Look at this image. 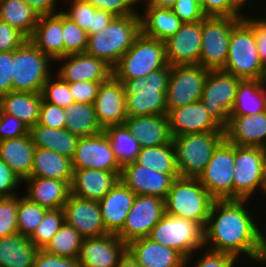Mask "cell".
Segmentation results:
<instances>
[{
	"label": "cell",
	"mask_w": 266,
	"mask_h": 267,
	"mask_svg": "<svg viewBox=\"0 0 266 267\" xmlns=\"http://www.w3.org/2000/svg\"><path fill=\"white\" fill-rule=\"evenodd\" d=\"M242 79L223 70H209L201 101L213 119L224 129L234 107L238 85Z\"/></svg>",
	"instance_id": "8fae6325"
},
{
	"label": "cell",
	"mask_w": 266,
	"mask_h": 267,
	"mask_svg": "<svg viewBox=\"0 0 266 267\" xmlns=\"http://www.w3.org/2000/svg\"><path fill=\"white\" fill-rule=\"evenodd\" d=\"M168 65L164 42L141 33L112 71L117 80H131L146 78Z\"/></svg>",
	"instance_id": "8992f818"
},
{
	"label": "cell",
	"mask_w": 266,
	"mask_h": 267,
	"mask_svg": "<svg viewBox=\"0 0 266 267\" xmlns=\"http://www.w3.org/2000/svg\"><path fill=\"white\" fill-rule=\"evenodd\" d=\"M235 145L224 139L214 150L211 160L198 177L215 200L233 199Z\"/></svg>",
	"instance_id": "7c38bea8"
},
{
	"label": "cell",
	"mask_w": 266,
	"mask_h": 267,
	"mask_svg": "<svg viewBox=\"0 0 266 267\" xmlns=\"http://www.w3.org/2000/svg\"><path fill=\"white\" fill-rule=\"evenodd\" d=\"M222 70L242 80H266V67L260 61L253 29L243 19L232 29Z\"/></svg>",
	"instance_id": "52a82bcc"
},
{
	"label": "cell",
	"mask_w": 266,
	"mask_h": 267,
	"mask_svg": "<svg viewBox=\"0 0 266 267\" xmlns=\"http://www.w3.org/2000/svg\"><path fill=\"white\" fill-rule=\"evenodd\" d=\"M209 69L199 64L171 66L166 93L167 111L201 100Z\"/></svg>",
	"instance_id": "4fadbf2b"
},
{
	"label": "cell",
	"mask_w": 266,
	"mask_h": 267,
	"mask_svg": "<svg viewBox=\"0 0 266 267\" xmlns=\"http://www.w3.org/2000/svg\"><path fill=\"white\" fill-rule=\"evenodd\" d=\"M18 195L0 198V238L18 233Z\"/></svg>",
	"instance_id": "7dc6e473"
},
{
	"label": "cell",
	"mask_w": 266,
	"mask_h": 267,
	"mask_svg": "<svg viewBox=\"0 0 266 267\" xmlns=\"http://www.w3.org/2000/svg\"><path fill=\"white\" fill-rule=\"evenodd\" d=\"M62 38L64 43V56L86 52L88 34L62 11Z\"/></svg>",
	"instance_id": "f6af8a7d"
},
{
	"label": "cell",
	"mask_w": 266,
	"mask_h": 267,
	"mask_svg": "<svg viewBox=\"0 0 266 267\" xmlns=\"http://www.w3.org/2000/svg\"><path fill=\"white\" fill-rule=\"evenodd\" d=\"M172 137L204 132H224L201 100L174 108L167 113Z\"/></svg>",
	"instance_id": "d6986e66"
},
{
	"label": "cell",
	"mask_w": 266,
	"mask_h": 267,
	"mask_svg": "<svg viewBox=\"0 0 266 267\" xmlns=\"http://www.w3.org/2000/svg\"><path fill=\"white\" fill-rule=\"evenodd\" d=\"M136 194L120 179L112 189L98 201L102 220L108 233L117 234L125 224Z\"/></svg>",
	"instance_id": "d4e9b609"
},
{
	"label": "cell",
	"mask_w": 266,
	"mask_h": 267,
	"mask_svg": "<svg viewBox=\"0 0 266 267\" xmlns=\"http://www.w3.org/2000/svg\"><path fill=\"white\" fill-rule=\"evenodd\" d=\"M165 214L164 200L155 196L136 195L122 229L116 234L126 244L148 237Z\"/></svg>",
	"instance_id": "9a60e30c"
},
{
	"label": "cell",
	"mask_w": 266,
	"mask_h": 267,
	"mask_svg": "<svg viewBox=\"0 0 266 267\" xmlns=\"http://www.w3.org/2000/svg\"><path fill=\"white\" fill-rule=\"evenodd\" d=\"M31 8H33L40 16L57 14V0H24Z\"/></svg>",
	"instance_id": "be15d7a7"
},
{
	"label": "cell",
	"mask_w": 266,
	"mask_h": 267,
	"mask_svg": "<svg viewBox=\"0 0 266 267\" xmlns=\"http://www.w3.org/2000/svg\"><path fill=\"white\" fill-rule=\"evenodd\" d=\"M215 199L198 178H176L164 200L165 213L198 222L205 228Z\"/></svg>",
	"instance_id": "277c9868"
},
{
	"label": "cell",
	"mask_w": 266,
	"mask_h": 267,
	"mask_svg": "<svg viewBox=\"0 0 266 267\" xmlns=\"http://www.w3.org/2000/svg\"><path fill=\"white\" fill-rule=\"evenodd\" d=\"M127 244L116 234L84 238L78 260L82 267H116Z\"/></svg>",
	"instance_id": "603a6c76"
},
{
	"label": "cell",
	"mask_w": 266,
	"mask_h": 267,
	"mask_svg": "<svg viewBox=\"0 0 266 267\" xmlns=\"http://www.w3.org/2000/svg\"><path fill=\"white\" fill-rule=\"evenodd\" d=\"M114 15L108 11L96 10L93 14L92 27H90V34L97 33L106 27L113 19Z\"/></svg>",
	"instance_id": "e7e4bbea"
},
{
	"label": "cell",
	"mask_w": 266,
	"mask_h": 267,
	"mask_svg": "<svg viewBox=\"0 0 266 267\" xmlns=\"http://www.w3.org/2000/svg\"><path fill=\"white\" fill-rule=\"evenodd\" d=\"M125 100L124 86L113 75L100 84L94 107L97 121L103 129L124 124L127 118Z\"/></svg>",
	"instance_id": "44dd1931"
},
{
	"label": "cell",
	"mask_w": 266,
	"mask_h": 267,
	"mask_svg": "<svg viewBox=\"0 0 266 267\" xmlns=\"http://www.w3.org/2000/svg\"><path fill=\"white\" fill-rule=\"evenodd\" d=\"M33 267H82L78 258H65L39 249Z\"/></svg>",
	"instance_id": "91938a15"
},
{
	"label": "cell",
	"mask_w": 266,
	"mask_h": 267,
	"mask_svg": "<svg viewBox=\"0 0 266 267\" xmlns=\"http://www.w3.org/2000/svg\"><path fill=\"white\" fill-rule=\"evenodd\" d=\"M39 16L24 0H0V20L19 30L28 39L34 33Z\"/></svg>",
	"instance_id": "f35d334b"
},
{
	"label": "cell",
	"mask_w": 266,
	"mask_h": 267,
	"mask_svg": "<svg viewBox=\"0 0 266 267\" xmlns=\"http://www.w3.org/2000/svg\"><path fill=\"white\" fill-rule=\"evenodd\" d=\"M116 267H140L132 255L126 250L120 257Z\"/></svg>",
	"instance_id": "03108f58"
},
{
	"label": "cell",
	"mask_w": 266,
	"mask_h": 267,
	"mask_svg": "<svg viewBox=\"0 0 266 267\" xmlns=\"http://www.w3.org/2000/svg\"><path fill=\"white\" fill-rule=\"evenodd\" d=\"M61 60V61H60ZM63 62L56 75L63 81L72 83L77 81L104 82L112 75V67L104 60L84 53L70 54L56 61Z\"/></svg>",
	"instance_id": "7402d4cb"
},
{
	"label": "cell",
	"mask_w": 266,
	"mask_h": 267,
	"mask_svg": "<svg viewBox=\"0 0 266 267\" xmlns=\"http://www.w3.org/2000/svg\"><path fill=\"white\" fill-rule=\"evenodd\" d=\"M144 1L146 2L145 7H166V8H171L176 2V0H144Z\"/></svg>",
	"instance_id": "003e7915"
},
{
	"label": "cell",
	"mask_w": 266,
	"mask_h": 267,
	"mask_svg": "<svg viewBox=\"0 0 266 267\" xmlns=\"http://www.w3.org/2000/svg\"><path fill=\"white\" fill-rule=\"evenodd\" d=\"M38 252L28 236L17 233L0 238L1 267H33Z\"/></svg>",
	"instance_id": "d590c367"
},
{
	"label": "cell",
	"mask_w": 266,
	"mask_h": 267,
	"mask_svg": "<svg viewBox=\"0 0 266 267\" xmlns=\"http://www.w3.org/2000/svg\"><path fill=\"white\" fill-rule=\"evenodd\" d=\"M164 44L169 65H200L202 21L183 23L173 36L164 41Z\"/></svg>",
	"instance_id": "ac0fdd59"
},
{
	"label": "cell",
	"mask_w": 266,
	"mask_h": 267,
	"mask_svg": "<svg viewBox=\"0 0 266 267\" xmlns=\"http://www.w3.org/2000/svg\"><path fill=\"white\" fill-rule=\"evenodd\" d=\"M63 210L65 222L74 227L83 238L108 234L98 201L70 195Z\"/></svg>",
	"instance_id": "ffe728a7"
},
{
	"label": "cell",
	"mask_w": 266,
	"mask_h": 267,
	"mask_svg": "<svg viewBox=\"0 0 266 267\" xmlns=\"http://www.w3.org/2000/svg\"><path fill=\"white\" fill-rule=\"evenodd\" d=\"M124 125L141 148L161 146L172 141L167 114L127 116Z\"/></svg>",
	"instance_id": "4316f807"
},
{
	"label": "cell",
	"mask_w": 266,
	"mask_h": 267,
	"mask_svg": "<svg viewBox=\"0 0 266 267\" xmlns=\"http://www.w3.org/2000/svg\"><path fill=\"white\" fill-rule=\"evenodd\" d=\"M35 146L30 134L0 141V158L23 182L31 175Z\"/></svg>",
	"instance_id": "4dcf8cb0"
},
{
	"label": "cell",
	"mask_w": 266,
	"mask_h": 267,
	"mask_svg": "<svg viewBox=\"0 0 266 267\" xmlns=\"http://www.w3.org/2000/svg\"><path fill=\"white\" fill-rule=\"evenodd\" d=\"M228 253L213 252L205 249L203 256L195 261L194 267H234L239 259Z\"/></svg>",
	"instance_id": "6f0895ef"
},
{
	"label": "cell",
	"mask_w": 266,
	"mask_h": 267,
	"mask_svg": "<svg viewBox=\"0 0 266 267\" xmlns=\"http://www.w3.org/2000/svg\"><path fill=\"white\" fill-rule=\"evenodd\" d=\"M248 199L215 200L204 228V247L213 252L228 253L248 260L259 257L265 232L245 207ZM257 222H256V221ZM211 245V246H210Z\"/></svg>",
	"instance_id": "6da1fadb"
},
{
	"label": "cell",
	"mask_w": 266,
	"mask_h": 267,
	"mask_svg": "<svg viewBox=\"0 0 266 267\" xmlns=\"http://www.w3.org/2000/svg\"><path fill=\"white\" fill-rule=\"evenodd\" d=\"M104 132L121 167L135 162L141 146L124 124L110 125Z\"/></svg>",
	"instance_id": "ab89813d"
},
{
	"label": "cell",
	"mask_w": 266,
	"mask_h": 267,
	"mask_svg": "<svg viewBox=\"0 0 266 267\" xmlns=\"http://www.w3.org/2000/svg\"><path fill=\"white\" fill-rule=\"evenodd\" d=\"M224 134L234 145L266 148V110L255 115H229Z\"/></svg>",
	"instance_id": "cb8c5ba5"
},
{
	"label": "cell",
	"mask_w": 266,
	"mask_h": 267,
	"mask_svg": "<svg viewBox=\"0 0 266 267\" xmlns=\"http://www.w3.org/2000/svg\"><path fill=\"white\" fill-rule=\"evenodd\" d=\"M30 176L67 181L71 185L72 160L45 148H35Z\"/></svg>",
	"instance_id": "836d02e7"
},
{
	"label": "cell",
	"mask_w": 266,
	"mask_h": 267,
	"mask_svg": "<svg viewBox=\"0 0 266 267\" xmlns=\"http://www.w3.org/2000/svg\"><path fill=\"white\" fill-rule=\"evenodd\" d=\"M83 239L74 227L64 222L43 250L52 255L77 259Z\"/></svg>",
	"instance_id": "b9f144b4"
},
{
	"label": "cell",
	"mask_w": 266,
	"mask_h": 267,
	"mask_svg": "<svg viewBox=\"0 0 266 267\" xmlns=\"http://www.w3.org/2000/svg\"><path fill=\"white\" fill-rule=\"evenodd\" d=\"M140 13L141 33L147 37L166 41L173 36L183 22L173 12L172 8L145 7Z\"/></svg>",
	"instance_id": "1f68e13d"
},
{
	"label": "cell",
	"mask_w": 266,
	"mask_h": 267,
	"mask_svg": "<svg viewBox=\"0 0 266 267\" xmlns=\"http://www.w3.org/2000/svg\"><path fill=\"white\" fill-rule=\"evenodd\" d=\"M27 134H29V128L24 122L0 109V141Z\"/></svg>",
	"instance_id": "f5cc1de1"
},
{
	"label": "cell",
	"mask_w": 266,
	"mask_h": 267,
	"mask_svg": "<svg viewBox=\"0 0 266 267\" xmlns=\"http://www.w3.org/2000/svg\"><path fill=\"white\" fill-rule=\"evenodd\" d=\"M101 83L77 81L68 84L75 103L94 104Z\"/></svg>",
	"instance_id": "11a10c76"
},
{
	"label": "cell",
	"mask_w": 266,
	"mask_h": 267,
	"mask_svg": "<svg viewBox=\"0 0 266 267\" xmlns=\"http://www.w3.org/2000/svg\"><path fill=\"white\" fill-rule=\"evenodd\" d=\"M23 183L28 186L24 196L46 209L63 208L71 195V187L67 181L30 176Z\"/></svg>",
	"instance_id": "f1b7e54d"
},
{
	"label": "cell",
	"mask_w": 266,
	"mask_h": 267,
	"mask_svg": "<svg viewBox=\"0 0 266 267\" xmlns=\"http://www.w3.org/2000/svg\"><path fill=\"white\" fill-rule=\"evenodd\" d=\"M135 163L161 173H179L172 141L161 146L141 148Z\"/></svg>",
	"instance_id": "60d3db41"
},
{
	"label": "cell",
	"mask_w": 266,
	"mask_h": 267,
	"mask_svg": "<svg viewBox=\"0 0 266 267\" xmlns=\"http://www.w3.org/2000/svg\"><path fill=\"white\" fill-rule=\"evenodd\" d=\"M47 210L48 209L31 202L25 196H18V233L29 237L38 227Z\"/></svg>",
	"instance_id": "ee69618b"
},
{
	"label": "cell",
	"mask_w": 266,
	"mask_h": 267,
	"mask_svg": "<svg viewBox=\"0 0 266 267\" xmlns=\"http://www.w3.org/2000/svg\"><path fill=\"white\" fill-rule=\"evenodd\" d=\"M29 40L52 61L64 57L62 10L57 14L39 16Z\"/></svg>",
	"instance_id": "f546056e"
},
{
	"label": "cell",
	"mask_w": 266,
	"mask_h": 267,
	"mask_svg": "<svg viewBox=\"0 0 266 267\" xmlns=\"http://www.w3.org/2000/svg\"><path fill=\"white\" fill-rule=\"evenodd\" d=\"M249 3V0H228L229 6L241 17H245L246 15L241 13L246 3Z\"/></svg>",
	"instance_id": "a7ac6f4b"
},
{
	"label": "cell",
	"mask_w": 266,
	"mask_h": 267,
	"mask_svg": "<svg viewBox=\"0 0 266 267\" xmlns=\"http://www.w3.org/2000/svg\"><path fill=\"white\" fill-rule=\"evenodd\" d=\"M127 251L140 267H184L185 258L178 251L148 237L130 241Z\"/></svg>",
	"instance_id": "484cf974"
},
{
	"label": "cell",
	"mask_w": 266,
	"mask_h": 267,
	"mask_svg": "<svg viewBox=\"0 0 266 267\" xmlns=\"http://www.w3.org/2000/svg\"><path fill=\"white\" fill-rule=\"evenodd\" d=\"M206 16L240 17L230 6L228 0H199Z\"/></svg>",
	"instance_id": "6125c7cd"
},
{
	"label": "cell",
	"mask_w": 266,
	"mask_h": 267,
	"mask_svg": "<svg viewBox=\"0 0 266 267\" xmlns=\"http://www.w3.org/2000/svg\"><path fill=\"white\" fill-rule=\"evenodd\" d=\"M65 117L64 108L42 100L38 124L52 129H65Z\"/></svg>",
	"instance_id": "681fc988"
},
{
	"label": "cell",
	"mask_w": 266,
	"mask_h": 267,
	"mask_svg": "<svg viewBox=\"0 0 266 267\" xmlns=\"http://www.w3.org/2000/svg\"><path fill=\"white\" fill-rule=\"evenodd\" d=\"M42 100L41 93L11 91L0 97V109L30 128L38 123Z\"/></svg>",
	"instance_id": "d6a6232c"
},
{
	"label": "cell",
	"mask_w": 266,
	"mask_h": 267,
	"mask_svg": "<svg viewBox=\"0 0 266 267\" xmlns=\"http://www.w3.org/2000/svg\"><path fill=\"white\" fill-rule=\"evenodd\" d=\"M171 8L183 23L202 21L206 17L199 0H176Z\"/></svg>",
	"instance_id": "816d5d0a"
},
{
	"label": "cell",
	"mask_w": 266,
	"mask_h": 267,
	"mask_svg": "<svg viewBox=\"0 0 266 267\" xmlns=\"http://www.w3.org/2000/svg\"><path fill=\"white\" fill-rule=\"evenodd\" d=\"M266 110V80H241L229 115H255Z\"/></svg>",
	"instance_id": "8d00e7d4"
},
{
	"label": "cell",
	"mask_w": 266,
	"mask_h": 267,
	"mask_svg": "<svg viewBox=\"0 0 266 267\" xmlns=\"http://www.w3.org/2000/svg\"><path fill=\"white\" fill-rule=\"evenodd\" d=\"M121 172H106L98 169L73 170L71 195L101 200L117 183Z\"/></svg>",
	"instance_id": "83f0119b"
},
{
	"label": "cell",
	"mask_w": 266,
	"mask_h": 267,
	"mask_svg": "<svg viewBox=\"0 0 266 267\" xmlns=\"http://www.w3.org/2000/svg\"><path fill=\"white\" fill-rule=\"evenodd\" d=\"M29 134L36 148H45L70 159L74 156L79 139L66 129H52L38 123L29 128Z\"/></svg>",
	"instance_id": "e575fe53"
},
{
	"label": "cell",
	"mask_w": 266,
	"mask_h": 267,
	"mask_svg": "<svg viewBox=\"0 0 266 267\" xmlns=\"http://www.w3.org/2000/svg\"><path fill=\"white\" fill-rule=\"evenodd\" d=\"M71 160L73 170L98 169L121 172L122 169L104 131L93 136L79 137Z\"/></svg>",
	"instance_id": "2e32d148"
},
{
	"label": "cell",
	"mask_w": 266,
	"mask_h": 267,
	"mask_svg": "<svg viewBox=\"0 0 266 267\" xmlns=\"http://www.w3.org/2000/svg\"><path fill=\"white\" fill-rule=\"evenodd\" d=\"M20 183L22 184L20 178L0 158V198L16 196L13 190H17Z\"/></svg>",
	"instance_id": "680465c9"
},
{
	"label": "cell",
	"mask_w": 266,
	"mask_h": 267,
	"mask_svg": "<svg viewBox=\"0 0 266 267\" xmlns=\"http://www.w3.org/2000/svg\"><path fill=\"white\" fill-rule=\"evenodd\" d=\"M171 65L165 66L148 76L119 80L126 94L127 116H146L167 114L166 93Z\"/></svg>",
	"instance_id": "3957f363"
},
{
	"label": "cell",
	"mask_w": 266,
	"mask_h": 267,
	"mask_svg": "<svg viewBox=\"0 0 266 267\" xmlns=\"http://www.w3.org/2000/svg\"><path fill=\"white\" fill-rule=\"evenodd\" d=\"M265 234H266V232L263 235L259 257L256 258L255 260H253V262L254 263L256 262V264L257 263L266 264V235Z\"/></svg>",
	"instance_id": "89a4df30"
},
{
	"label": "cell",
	"mask_w": 266,
	"mask_h": 267,
	"mask_svg": "<svg viewBox=\"0 0 266 267\" xmlns=\"http://www.w3.org/2000/svg\"><path fill=\"white\" fill-rule=\"evenodd\" d=\"M41 94L44 101L55 104L61 108H66L74 103V98L70 92L68 82L63 81L56 74H52L49 77L47 82L43 85Z\"/></svg>",
	"instance_id": "bcb514c9"
},
{
	"label": "cell",
	"mask_w": 266,
	"mask_h": 267,
	"mask_svg": "<svg viewBox=\"0 0 266 267\" xmlns=\"http://www.w3.org/2000/svg\"><path fill=\"white\" fill-rule=\"evenodd\" d=\"M266 148L235 145L233 199H251L261 191L262 166Z\"/></svg>",
	"instance_id": "5bb4252c"
},
{
	"label": "cell",
	"mask_w": 266,
	"mask_h": 267,
	"mask_svg": "<svg viewBox=\"0 0 266 267\" xmlns=\"http://www.w3.org/2000/svg\"><path fill=\"white\" fill-rule=\"evenodd\" d=\"M27 39L19 30L0 20V52L14 51Z\"/></svg>",
	"instance_id": "db71d44e"
},
{
	"label": "cell",
	"mask_w": 266,
	"mask_h": 267,
	"mask_svg": "<svg viewBox=\"0 0 266 267\" xmlns=\"http://www.w3.org/2000/svg\"><path fill=\"white\" fill-rule=\"evenodd\" d=\"M252 29L261 63L266 67V18H242Z\"/></svg>",
	"instance_id": "9f6ffc18"
},
{
	"label": "cell",
	"mask_w": 266,
	"mask_h": 267,
	"mask_svg": "<svg viewBox=\"0 0 266 267\" xmlns=\"http://www.w3.org/2000/svg\"><path fill=\"white\" fill-rule=\"evenodd\" d=\"M141 34L140 14L115 16L102 30L88 35L86 53L104 60L112 68Z\"/></svg>",
	"instance_id": "7a4b0ae2"
},
{
	"label": "cell",
	"mask_w": 266,
	"mask_h": 267,
	"mask_svg": "<svg viewBox=\"0 0 266 267\" xmlns=\"http://www.w3.org/2000/svg\"><path fill=\"white\" fill-rule=\"evenodd\" d=\"M241 17L206 16L202 20L200 65L209 70H222L226 64L232 29Z\"/></svg>",
	"instance_id": "30bf717a"
},
{
	"label": "cell",
	"mask_w": 266,
	"mask_h": 267,
	"mask_svg": "<svg viewBox=\"0 0 266 267\" xmlns=\"http://www.w3.org/2000/svg\"><path fill=\"white\" fill-rule=\"evenodd\" d=\"M261 191L263 192V195L265 193L266 196V150L262 166Z\"/></svg>",
	"instance_id": "2644e50d"
},
{
	"label": "cell",
	"mask_w": 266,
	"mask_h": 267,
	"mask_svg": "<svg viewBox=\"0 0 266 267\" xmlns=\"http://www.w3.org/2000/svg\"><path fill=\"white\" fill-rule=\"evenodd\" d=\"M225 139L224 132H204L172 137L180 177L198 178L217 146Z\"/></svg>",
	"instance_id": "ba28073f"
},
{
	"label": "cell",
	"mask_w": 266,
	"mask_h": 267,
	"mask_svg": "<svg viewBox=\"0 0 266 267\" xmlns=\"http://www.w3.org/2000/svg\"><path fill=\"white\" fill-rule=\"evenodd\" d=\"M64 222L63 208L48 209L38 227L28 238L36 248L44 249Z\"/></svg>",
	"instance_id": "7bdbcfd3"
},
{
	"label": "cell",
	"mask_w": 266,
	"mask_h": 267,
	"mask_svg": "<svg viewBox=\"0 0 266 267\" xmlns=\"http://www.w3.org/2000/svg\"><path fill=\"white\" fill-rule=\"evenodd\" d=\"M66 2H69L70 8L63 13L90 35L93 14L97 9L85 0H67Z\"/></svg>",
	"instance_id": "c3c4849f"
},
{
	"label": "cell",
	"mask_w": 266,
	"mask_h": 267,
	"mask_svg": "<svg viewBox=\"0 0 266 267\" xmlns=\"http://www.w3.org/2000/svg\"><path fill=\"white\" fill-rule=\"evenodd\" d=\"M179 173H161L135 162L122 167L119 179L136 195L155 196L165 200Z\"/></svg>",
	"instance_id": "e0dca14e"
},
{
	"label": "cell",
	"mask_w": 266,
	"mask_h": 267,
	"mask_svg": "<svg viewBox=\"0 0 266 267\" xmlns=\"http://www.w3.org/2000/svg\"><path fill=\"white\" fill-rule=\"evenodd\" d=\"M148 238L178 251L185 258L184 267L196 251L205 247L204 228L198 222L166 213L152 228Z\"/></svg>",
	"instance_id": "5b68a950"
},
{
	"label": "cell",
	"mask_w": 266,
	"mask_h": 267,
	"mask_svg": "<svg viewBox=\"0 0 266 267\" xmlns=\"http://www.w3.org/2000/svg\"><path fill=\"white\" fill-rule=\"evenodd\" d=\"M13 51L0 52V97L12 91Z\"/></svg>",
	"instance_id": "94428289"
},
{
	"label": "cell",
	"mask_w": 266,
	"mask_h": 267,
	"mask_svg": "<svg viewBox=\"0 0 266 267\" xmlns=\"http://www.w3.org/2000/svg\"><path fill=\"white\" fill-rule=\"evenodd\" d=\"M65 129L78 137L97 135L104 131L97 121L94 104L73 103L64 108Z\"/></svg>",
	"instance_id": "74e56055"
},
{
	"label": "cell",
	"mask_w": 266,
	"mask_h": 267,
	"mask_svg": "<svg viewBox=\"0 0 266 267\" xmlns=\"http://www.w3.org/2000/svg\"><path fill=\"white\" fill-rule=\"evenodd\" d=\"M29 39L13 51L12 91L41 93L53 61Z\"/></svg>",
	"instance_id": "9c48e42d"
},
{
	"label": "cell",
	"mask_w": 266,
	"mask_h": 267,
	"mask_svg": "<svg viewBox=\"0 0 266 267\" xmlns=\"http://www.w3.org/2000/svg\"><path fill=\"white\" fill-rule=\"evenodd\" d=\"M98 10L112 13L114 16H128L137 14L133 7L140 0H85Z\"/></svg>",
	"instance_id": "f907efd6"
}]
</instances>
